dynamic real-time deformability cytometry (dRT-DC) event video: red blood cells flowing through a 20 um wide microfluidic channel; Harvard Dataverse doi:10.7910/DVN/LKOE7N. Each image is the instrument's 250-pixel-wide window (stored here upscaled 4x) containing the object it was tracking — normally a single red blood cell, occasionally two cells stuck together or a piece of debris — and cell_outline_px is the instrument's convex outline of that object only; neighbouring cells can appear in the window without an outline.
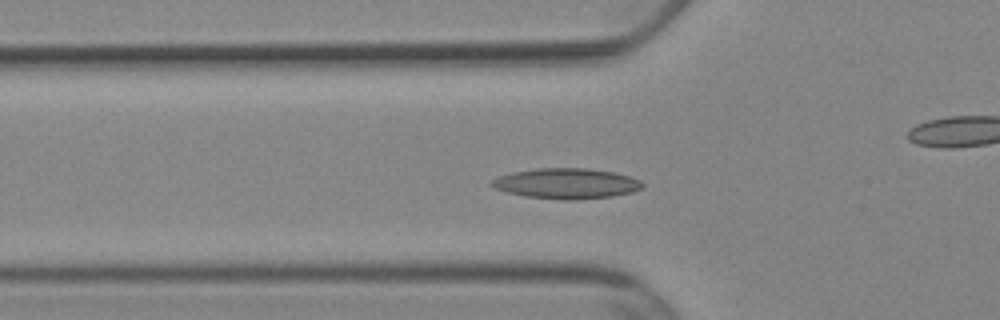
{"species": "Egyptian fruit bat (a non-hibernating species)", "species_latin": "Rousettus aegyptiacus", "temperature_condition": "cold", "stored_images_in_passage": 52, "camera_frame_rate_fps": 3000, "um_per_image_px": 0.085, "animal": {"sex": "female"}, "frame": {"image": 1, "passage_image": 17, "time_ms": 5.333, "image_size_px": [1000, 320], "cell_outline_px": [[644, 184], [640, 188], [632, 192], [612, 196], [576, 200], [560, 200], [528, 196], [508, 192], [496, 188], [488, 184], [492, 180], [500, 176], [512, 172], [536, 168], [588, 168], [616, 172], [640, 180]], "centroid_in_image_um": [48.16, 15.59], "position_along_channel_um": 77.6, "area_um2": 26.65}}
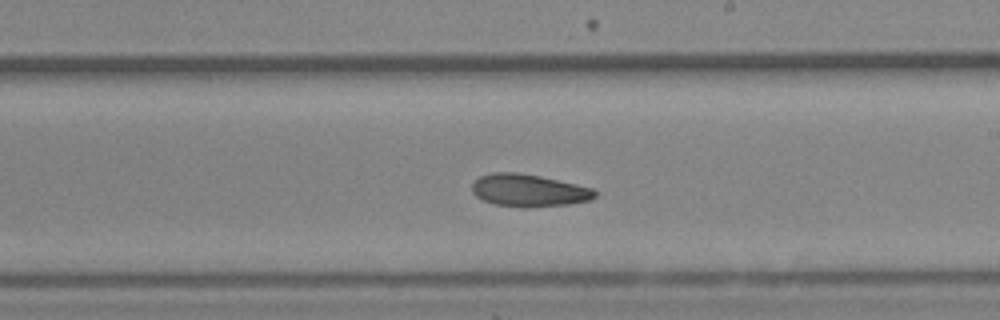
{"frame": {"image": 2, "passage_image": 30, "time_ms": 9.667, "image_size_px": [1000, 320], "cell_outline_px": [[596, 196], [592, 200], [568, 204], [496, 204], [484, 200], [476, 196], [472, 192], [472, 184], [480, 176], [492, 172], [516, 172], [540, 176], [576, 184], [592, 188], [596, 192]], "centroid_in_image_um": [44.94, 16.13], "position_along_channel_um": 244.1, "area_um2": 22.14}}
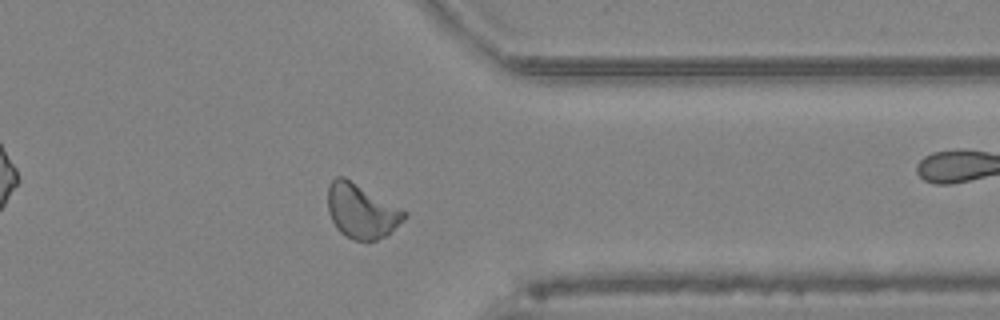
{"frame": {"image": 3, "passage_image": 41, "time_ms": 13.333, "image_size_px": [1000, 320], "cell_outline_px": [[408, 216], [404, 220], [384, 236], [376, 240], [352, 240], [344, 236], [336, 228], [328, 212], [328, 188], [332, 180], [336, 176], [344, 176], [408, 212]], "centroid_in_image_um": [30.71, 17.94], "position_along_channel_um": 380.7, "area_um2": 24.16}, "authors_computed_cell_mechanics": {"area_um2": 23.2934, "velocity_mm_per_s": 3.8543, "shape_relaxation_time_tau1_ms": null, "shape_relaxation_time_tau2_ms": 6.4277, "deformation_change_tau1": null, "deformation_change_tau2": 0.1384}}